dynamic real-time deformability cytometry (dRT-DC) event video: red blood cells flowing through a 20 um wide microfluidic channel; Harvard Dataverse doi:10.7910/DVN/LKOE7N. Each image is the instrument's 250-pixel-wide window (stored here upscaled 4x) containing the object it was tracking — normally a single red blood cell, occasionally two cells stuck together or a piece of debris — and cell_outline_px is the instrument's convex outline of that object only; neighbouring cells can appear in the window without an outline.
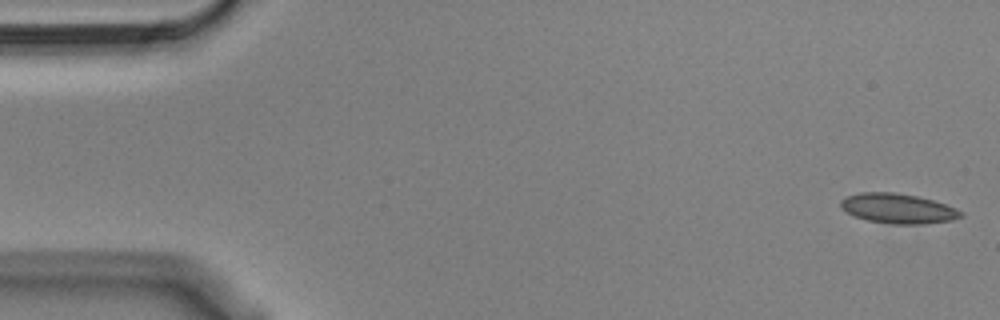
{"species": "Egyptian fruit bat (a non-hibernating species)", "species_latin": "Rousettus aegyptiacus", "temperature_condition": "cold", "stored_images_in_passage": 49, "camera_frame_rate_fps": 3000, "um_per_image_px": 0.085, "animal": {"sex": "male"}, "frame": {"image": 1, "passage_image": 1, "time_ms": 0.0, "image_size_px": [1000, 320], "cell_outline_px": [[964, 216], [952, 220], [920, 224], [892, 224], [868, 220], [852, 216], [840, 208], [840, 200], [848, 196], [860, 192], [896, 192], [916, 196], [932, 200], [956, 208], [964, 212]], "centroid_in_image_um": [76.31, 17.72], "position_along_channel_um": 8.7, "area_um2": 20.98}}
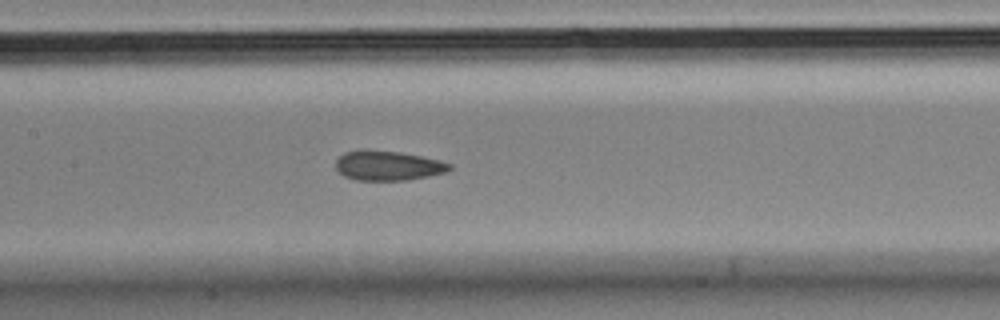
{"frame": {"image": 2, "passage_image": 25, "time_ms": 8.0, "image_size_px": [1000, 320], "cell_outline_px": [[452, 168], [444, 172], [428, 176], [408, 180], [356, 180], [344, 176], [336, 168], [336, 160], [344, 152], [360, 148], [368, 148], [400, 152], [440, 160], [452, 164]], "centroid_in_image_um": [32.94, 14.05], "position_along_channel_um": 174.5, "area_um2": 19.94}}
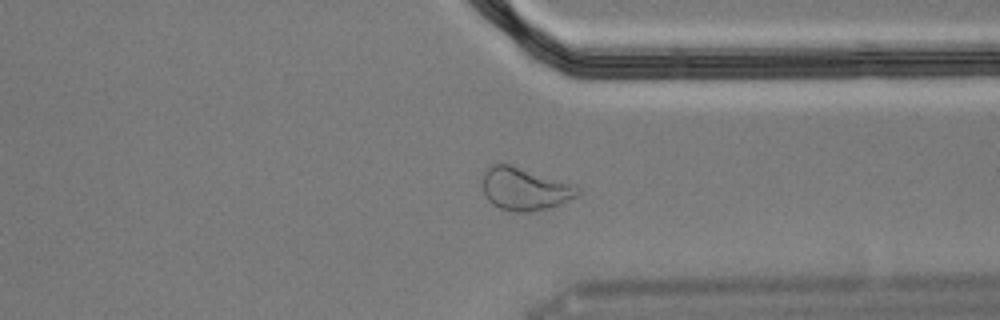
{"frame": {"image": 3, "passage_image": 41, "time_ms": 13.333, "image_size_px": [1000, 320], "cell_outline_px": [[580, 192], [576, 196], [552, 208], [528, 212], [516, 212], [500, 208], [492, 204], [488, 200], [484, 192], [484, 172], [492, 164], [508, 164], [580, 188]], "centroid_in_image_um": [44.57, 16.1], "position_along_channel_um": 366.8, "area_um2": 22.89}}